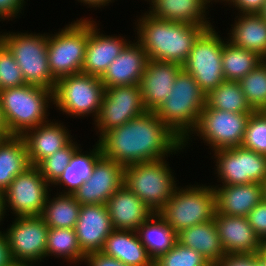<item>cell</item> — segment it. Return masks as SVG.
Returning <instances> with one entry per match:
<instances>
[{"mask_svg":"<svg viewBox=\"0 0 266 266\" xmlns=\"http://www.w3.org/2000/svg\"><path fill=\"white\" fill-rule=\"evenodd\" d=\"M97 142L102 156L123 166L165 159L184 149L181 138L152 111L107 131Z\"/></svg>","mask_w":266,"mask_h":266,"instance_id":"cell-1","label":"cell"},{"mask_svg":"<svg viewBox=\"0 0 266 266\" xmlns=\"http://www.w3.org/2000/svg\"><path fill=\"white\" fill-rule=\"evenodd\" d=\"M137 21V42L148 59L180 65L186 62L195 41L208 29L206 25L159 19L147 12Z\"/></svg>","mask_w":266,"mask_h":266,"instance_id":"cell-2","label":"cell"},{"mask_svg":"<svg viewBox=\"0 0 266 266\" xmlns=\"http://www.w3.org/2000/svg\"><path fill=\"white\" fill-rule=\"evenodd\" d=\"M205 106L206 94L195 79L182 68L170 94L155 114L184 141L196 128Z\"/></svg>","mask_w":266,"mask_h":266,"instance_id":"cell-3","label":"cell"},{"mask_svg":"<svg viewBox=\"0 0 266 266\" xmlns=\"http://www.w3.org/2000/svg\"><path fill=\"white\" fill-rule=\"evenodd\" d=\"M53 91L33 85L0 90V106L10 135L22 136L26 131L45 124Z\"/></svg>","mask_w":266,"mask_h":266,"instance_id":"cell-4","label":"cell"},{"mask_svg":"<svg viewBox=\"0 0 266 266\" xmlns=\"http://www.w3.org/2000/svg\"><path fill=\"white\" fill-rule=\"evenodd\" d=\"M165 159L124 166V182L152 213H159L173 196L177 183Z\"/></svg>","mask_w":266,"mask_h":266,"instance_id":"cell-5","label":"cell"},{"mask_svg":"<svg viewBox=\"0 0 266 266\" xmlns=\"http://www.w3.org/2000/svg\"><path fill=\"white\" fill-rule=\"evenodd\" d=\"M216 195L212 186L187 185L173 193L158 213L177 234L183 229L214 219Z\"/></svg>","mask_w":266,"mask_h":266,"instance_id":"cell-6","label":"cell"},{"mask_svg":"<svg viewBox=\"0 0 266 266\" xmlns=\"http://www.w3.org/2000/svg\"><path fill=\"white\" fill-rule=\"evenodd\" d=\"M0 40L12 53L26 84L54 90L56 79L49 69L47 34L4 32Z\"/></svg>","mask_w":266,"mask_h":266,"instance_id":"cell-7","label":"cell"},{"mask_svg":"<svg viewBox=\"0 0 266 266\" xmlns=\"http://www.w3.org/2000/svg\"><path fill=\"white\" fill-rule=\"evenodd\" d=\"M49 35L47 55L52 76L58 80L81 73L88 39V18L71 22L58 33Z\"/></svg>","mask_w":266,"mask_h":266,"instance_id":"cell-8","label":"cell"},{"mask_svg":"<svg viewBox=\"0 0 266 266\" xmlns=\"http://www.w3.org/2000/svg\"><path fill=\"white\" fill-rule=\"evenodd\" d=\"M104 92L101 78L82 72L72 74L56 80L53 104L69 116L84 117L92 114L95 120Z\"/></svg>","mask_w":266,"mask_h":266,"instance_id":"cell-9","label":"cell"},{"mask_svg":"<svg viewBox=\"0 0 266 266\" xmlns=\"http://www.w3.org/2000/svg\"><path fill=\"white\" fill-rule=\"evenodd\" d=\"M251 114L220 111L206 104L200 113L196 128L183 141V147H186L192 134L200 135V139L209 144V148L214 152L241 146Z\"/></svg>","mask_w":266,"mask_h":266,"instance_id":"cell-10","label":"cell"},{"mask_svg":"<svg viewBox=\"0 0 266 266\" xmlns=\"http://www.w3.org/2000/svg\"><path fill=\"white\" fill-rule=\"evenodd\" d=\"M223 43L215 28L206 29L195 41L182 65L206 95L225 80L222 70Z\"/></svg>","mask_w":266,"mask_h":266,"instance_id":"cell-11","label":"cell"},{"mask_svg":"<svg viewBox=\"0 0 266 266\" xmlns=\"http://www.w3.org/2000/svg\"><path fill=\"white\" fill-rule=\"evenodd\" d=\"M50 186L37 166H29L3 192L5 212L8 207L15 217L41 216Z\"/></svg>","mask_w":266,"mask_h":266,"instance_id":"cell-12","label":"cell"},{"mask_svg":"<svg viewBox=\"0 0 266 266\" xmlns=\"http://www.w3.org/2000/svg\"><path fill=\"white\" fill-rule=\"evenodd\" d=\"M146 111L140 85L105 88L99 113L94 120L97 134L100 132L99 138L107 131L124 125Z\"/></svg>","mask_w":266,"mask_h":266,"instance_id":"cell-13","label":"cell"},{"mask_svg":"<svg viewBox=\"0 0 266 266\" xmlns=\"http://www.w3.org/2000/svg\"><path fill=\"white\" fill-rule=\"evenodd\" d=\"M214 156L222 185L263 183L266 180V155L237 146L216 150Z\"/></svg>","mask_w":266,"mask_h":266,"instance_id":"cell-14","label":"cell"},{"mask_svg":"<svg viewBox=\"0 0 266 266\" xmlns=\"http://www.w3.org/2000/svg\"><path fill=\"white\" fill-rule=\"evenodd\" d=\"M6 236L15 263H36L46 258L49 227L41 216L16 217Z\"/></svg>","mask_w":266,"mask_h":266,"instance_id":"cell-15","label":"cell"},{"mask_svg":"<svg viewBox=\"0 0 266 266\" xmlns=\"http://www.w3.org/2000/svg\"><path fill=\"white\" fill-rule=\"evenodd\" d=\"M123 182L124 166L102 156L95 163L88 181L72 195L80 205L106 204Z\"/></svg>","mask_w":266,"mask_h":266,"instance_id":"cell-16","label":"cell"},{"mask_svg":"<svg viewBox=\"0 0 266 266\" xmlns=\"http://www.w3.org/2000/svg\"><path fill=\"white\" fill-rule=\"evenodd\" d=\"M88 19V39L81 72L101 78L108 66L131 42L121 36L100 34L97 23Z\"/></svg>","mask_w":266,"mask_h":266,"instance_id":"cell-17","label":"cell"},{"mask_svg":"<svg viewBox=\"0 0 266 266\" xmlns=\"http://www.w3.org/2000/svg\"><path fill=\"white\" fill-rule=\"evenodd\" d=\"M74 229L85 255L101 252L106 238L114 230L105 204L81 205Z\"/></svg>","mask_w":266,"mask_h":266,"instance_id":"cell-18","label":"cell"},{"mask_svg":"<svg viewBox=\"0 0 266 266\" xmlns=\"http://www.w3.org/2000/svg\"><path fill=\"white\" fill-rule=\"evenodd\" d=\"M182 65L148 59L140 81L143 104L147 111L155 112L170 94Z\"/></svg>","mask_w":266,"mask_h":266,"instance_id":"cell-19","label":"cell"},{"mask_svg":"<svg viewBox=\"0 0 266 266\" xmlns=\"http://www.w3.org/2000/svg\"><path fill=\"white\" fill-rule=\"evenodd\" d=\"M147 62L148 56L141 45L137 41L129 42L108 66L101 81L105 88L139 85Z\"/></svg>","mask_w":266,"mask_h":266,"instance_id":"cell-20","label":"cell"},{"mask_svg":"<svg viewBox=\"0 0 266 266\" xmlns=\"http://www.w3.org/2000/svg\"><path fill=\"white\" fill-rule=\"evenodd\" d=\"M106 207L113 229L137 231L153 213L124 184L107 200Z\"/></svg>","mask_w":266,"mask_h":266,"instance_id":"cell-21","label":"cell"},{"mask_svg":"<svg viewBox=\"0 0 266 266\" xmlns=\"http://www.w3.org/2000/svg\"><path fill=\"white\" fill-rule=\"evenodd\" d=\"M214 222L226 254L259 253L261 240L247 217L215 213Z\"/></svg>","mask_w":266,"mask_h":266,"instance_id":"cell-22","label":"cell"},{"mask_svg":"<svg viewBox=\"0 0 266 266\" xmlns=\"http://www.w3.org/2000/svg\"><path fill=\"white\" fill-rule=\"evenodd\" d=\"M67 130L63 123L48 121L26 131L22 137L30 165L37 166L43 159L65 147L72 140Z\"/></svg>","mask_w":266,"mask_h":266,"instance_id":"cell-23","label":"cell"},{"mask_svg":"<svg viewBox=\"0 0 266 266\" xmlns=\"http://www.w3.org/2000/svg\"><path fill=\"white\" fill-rule=\"evenodd\" d=\"M212 186L216 195V212L247 217L263 200L262 183Z\"/></svg>","mask_w":266,"mask_h":266,"instance_id":"cell-24","label":"cell"},{"mask_svg":"<svg viewBox=\"0 0 266 266\" xmlns=\"http://www.w3.org/2000/svg\"><path fill=\"white\" fill-rule=\"evenodd\" d=\"M149 2L152 6L149 7L151 10L148 13L153 17L172 22L213 27L207 20L209 18L205 16L209 0H149Z\"/></svg>","mask_w":266,"mask_h":266,"instance_id":"cell-25","label":"cell"},{"mask_svg":"<svg viewBox=\"0 0 266 266\" xmlns=\"http://www.w3.org/2000/svg\"><path fill=\"white\" fill-rule=\"evenodd\" d=\"M101 252L129 266H154L137 231L114 229L106 238Z\"/></svg>","mask_w":266,"mask_h":266,"instance_id":"cell-26","label":"cell"},{"mask_svg":"<svg viewBox=\"0 0 266 266\" xmlns=\"http://www.w3.org/2000/svg\"><path fill=\"white\" fill-rule=\"evenodd\" d=\"M177 241L199 252L213 266L226 255L214 219L183 229Z\"/></svg>","mask_w":266,"mask_h":266,"instance_id":"cell-27","label":"cell"},{"mask_svg":"<svg viewBox=\"0 0 266 266\" xmlns=\"http://www.w3.org/2000/svg\"><path fill=\"white\" fill-rule=\"evenodd\" d=\"M228 33L229 42L237 47L257 53L266 60V20L260 13L239 14Z\"/></svg>","mask_w":266,"mask_h":266,"instance_id":"cell-28","label":"cell"},{"mask_svg":"<svg viewBox=\"0 0 266 266\" xmlns=\"http://www.w3.org/2000/svg\"><path fill=\"white\" fill-rule=\"evenodd\" d=\"M30 165L22 136L11 135L0 140V192L3 193Z\"/></svg>","mask_w":266,"mask_h":266,"instance_id":"cell-29","label":"cell"},{"mask_svg":"<svg viewBox=\"0 0 266 266\" xmlns=\"http://www.w3.org/2000/svg\"><path fill=\"white\" fill-rule=\"evenodd\" d=\"M80 147L74 152L69 164L52 185H63L67 190L61 194H73L91 177L95 163L102 157L99 143L89 153H82Z\"/></svg>","mask_w":266,"mask_h":266,"instance_id":"cell-30","label":"cell"},{"mask_svg":"<svg viewBox=\"0 0 266 266\" xmlns=\"http://www.w3.org/2000/svg\"><path fill=\"white\" fill-rule=\"evenodd\" d=\"M137 234L153 261L169 251L177 242V233L158 213L152 214L141 224Z\"/></svg>","mask_w":266,"mask_h":266,"instance_id":"cell-31","label":"cell"},{"mask_svg":"<svg viewBox=\"0 0 266 266\" xmlns=\"http://www.w3.org/2000/svg\"><path fill=\"white\" fill-rule=\"evenodd\" d=\"M48 195L41 217L49 228H74L81 205L72 194Z\"/></svg>","mask_w":266,"mask_h":266,"instance_id":"cell-32","label":"cell"},{"mask_svg":"<svg viewBox=\"0 0 266 266\" xmlns=\"http://www.w3.org/2000/svg\"><path fill=\"white\" fill-rule=\"evenodd\" d=\"M263 61L253 51L237 47L229 41L223 43L222 70L225 80L240 81Z\"/></svg>","mask_w":266,"mask_h":266,"instance_id":"cell-33","label":"cell"},{"mask_svg":"<svg viewBox=\"0 0 266 266\" xmlns=\"http://www.w3.org/2000/svg\"><path fill=\"white\" fill-rule=\"evenodd\" d=\"M206 104L213 109L234 113H253L245 94L242 92L239 81L224 80L208 95Z\"/></svg>","mask_w":266,"mask_h":266,"instance_id":"cell-34","label":"cell"},{"mask_svg":"<svg viewBox=\"0 0 266 266\" xmlns=\"http://www.w3.org/2000/svg\"><path fill=\"white\" fill-rule=\"evenodd\" d=\"M50 255L75 264L84 261L86 255L81 251L74 228H49L46 257Z\"/></svg>","mask_w":266,"mask_h":266,"instance_id":"cell-35","label":"cell"},{"mask_svg":"<svg viewBox=\"0 0 266 266\" xmlns=\"http://www.w3.org/2000/svg\"><path fill=\"white\" fill-rule=\"evenodd\" d=\"M239 84L253 111H266V60L244 76Z\"/></svg>","mask_w":266,"mask_h":266,"instance_id":"cell-36","label":"cell"},{"mask_svg":"<svg viewBox=\"0 0 266 266\" xmlns=\"http://www.w3.org/2000/svg\"><path fill=\"white\" fill-rule=\"evenodd\" d=\"M154 266H213L205 257L178 241L166 253L154 260Z\"/></svg>","mask_w":266,"mask_h":266,"instance_id":"cell-37","label":"cell"},{"mask_svg":"<svg viewBox=\"0 0 266 266\" xmlns=\"http://www.w3.org/2000/svg\"><path fill=\"white\" fill-rule=\"evenodd\" d=\"M76 143L71 140L65 147L46 157L37 165L41 175L49 184L52 185L69 164L74 152L79 148Z\"/></svg>","mask_w":266,"mask_h":266,"instance_id":"cell-38","label":"cell"},{"mask_svg":"<svg viewBox=\"0 0 266 266\" xmlns=\"http://www.w3.org/2000/svg\"><path fill=\"white\" fill-rule=\"evenodd\" d=\"M241 146L266 155V111L250 115Z\"/></svg>","mask_w":266,"mask_h":266,"instance_id":"cell-39","label":"cell"},{"mask_svg":"<svg viewBox=\"0 0 266 266\" xmlns=\"http://www.w3.org/2000/svg\"><path fill=\"white\" fill-rule=\"evenodd\" d=\"M26 85L12 53L0 40V90Z\"/></svg>","mask_w":266,"mask_h":266,"instance_id":"cell-40","label":"cell"},{"mask_svg":"<svg viewBox=\"0 0 266 266\" xmlns=\"http://www.w3.org/2000/svg\"><path fill=\"white\" fill-rule=\"evenodd\" d=\"M247 219L257 237L261 241L266 238V201L264 199L248 213Z\"/></svg>","mask_w":266,"mask_h":266,"instance_id":"cell-41","label":"cell"},{"mask_svg":"<svg viewBox=\"0 0 266 266\" xmlns=\"http://www.w3.org/2000/svg\"><path fill=\"white\" fill-rule=\"evenodd\" d=\"M214 266H255V253L226 254Z\"/></svg>","mask_w":266,"mask_h":266,"instance_id":"cell-42","label":"cell"},{"mask_svg":"<svg viewBox=\"0 0 266 266\" xmlns=\"http://www.w3.org/2000/svg\"><path fill=\"white\" fill-rule=\"evenodd\" d=\"M231 4L239 10V14L261 13L266 0H225V3Z\"/></svg>","mask_w":266,"mask_h":266,"instance_id":"cell-43","label":"cell"},{"mask_svg":"<svg viewBox=\"0 0 266 266\" xmlns=\"http://www.w3.org/2000/svg\"><path fill=\"white\" fill-rule=\"evenodd\" d=\"M24 0H0V19L15 18L23 10Z\"/></svg>","mask_w":266,"mask_h":266,"instance_id":"cell-44","label":"cell"},{"mask_svg":"<svg viewBox=\"0 0 266 266\" xmlns=\"http://www.w3.org/2000/svg\"><path fill=\"white\" fill-rule=\"evenodd\" d=\"M84 262L87 266H129L119 260L104 255L102 252H94L85 256Z\"/></svg>","mask_w":266,"mask_h":266,"instance_id":"cell-45","label":"cell"},{"mask_svg":"<svg viewBox=\"0 0 266 266\" xmlns=\"http://www.w3.org/2000/svg\"><path fill=\"white\" fill-rule=\"evenodd\" d=\"M14 263L6 233L0 231V266H12Z\"/></svg>","mask_w":266,"mask_h":266,"instance_id":"cell-46","label":"cell"},{"mask_svg":"<svg viewBox=\"0 0 266 266\" xmlns=\"http://www.w3.org/2000/svg\"><path fill=\"white\" fill-rule=\"evenodd\" d=\"M79 1V0H77ZM114 2V0H80L79 2L83 3L84 5H89L88 7L91 6L92 7H105V5L107 6V4L109 5L110 2Z\"/></svg>","mask_w":266,"mask_h":266,"instance_id":"cell-47","label":"cell"},{"mask_svg":"<svg viewBox=\"0 0 266 266\" xmlns=\"http://www.w3.org/2000/svg\"><path fill=\"white\" fill-rule=\"evenodd\" d=\"M11 136L9 131H8V128L6 126V123H5V120H4V117H3V113H2V109H1V106H0V137L1 138H6V137H9Z\"/></svg>","mask_w":266,"mask_h":266,"instance_id":"cell-48","label":"cell"},{"mask_svg":"<svg viewBox=\"0 0 266 266\" xmlns=\"http://www.w3.org/2000/svg\"><path fill=\"white\" fill-rule=\"evenodd\" d=\"M5 209H4V198H3V193L0 192V222L3 220L5 216Z\"/></svg>","mask_w":266,"mask_h":266,"instance_id":"cell-49","label":"cell"},{"mask_svg":"<svg viewBox=\"0 0 266 266\" xmlns=\"http://www.w3.org/2000/svg\"><path fill=\"white\" fill-rule=\"evenodd\" d=\"M255 266H266V260L260 256V253H255Z\"/></svg>","mask_w":266,"mask_h":266,"instance_id":"cell-50","label":"cell"},{"mask_svg":"<svg viewBox=\"0 0 266 266\" xmlns=\"http://www.w3.org/2000/svg\"><path fill=\"white\" fill-rule=\"evenodd\" d=\"M260 256L263 257V259L266 260V238H264L261 241V245H260Z\"/></svg>","mask_w":266,"mask_h":266,"instance_id":"cell-51","label":"cell"},{"mask_svg":"<svg viewBox=\"0 0 266 266\" xmlns=\"http://www.w3.org/2000/svg\"><path fill=\"white\" fill-rule=\"evenodd\" d=\"M12 266H35L33 263H14Z\"/></svg>","mask_w":266,"mask_h":266,"instance_id":"cell-52","label":"cell"},{"mask_svg":"<svg viewBox=\"0 0 266 266\" xmlns=\"http://www.w3.org/2000/svg\"><path fill=\"white\" fill-rule=\"evenodd\" d=\"M263 186V199L266 201V180L262 183Z\"/></svg>","mask_w":266,"mask_h":266,"instance_id":"cell-53","label":"cell"},{"mask_svg":"<svg viewBox=\"0 0 266 266\" xmlns=\"http://www.w3.org/2000/svg\"><path fill=\"white\" fill-rule=\"evenodd\" d=\"M260 14L266 20V4L264 5V8H263V10H262V12Z\"/></svg>","mask_w":266,"mask_h":266,"instance_id":"cell-54","label":"cell"},{"mask_svg":"<svg viewBox=\"0 0 266 266\" xmlns=\"http://www.w3.org/2000/svg\"><path fill=\"white\" fill-rule=\"evenodd\" d=\"M210 2L213 1V0H209ZM220 1H225V0H220ZM214 2H219V0H214Z\"/></svg>","mask_w":266,"mask_h":266,"instance_id":"cell-55","label":"cell"}]
</instances>
